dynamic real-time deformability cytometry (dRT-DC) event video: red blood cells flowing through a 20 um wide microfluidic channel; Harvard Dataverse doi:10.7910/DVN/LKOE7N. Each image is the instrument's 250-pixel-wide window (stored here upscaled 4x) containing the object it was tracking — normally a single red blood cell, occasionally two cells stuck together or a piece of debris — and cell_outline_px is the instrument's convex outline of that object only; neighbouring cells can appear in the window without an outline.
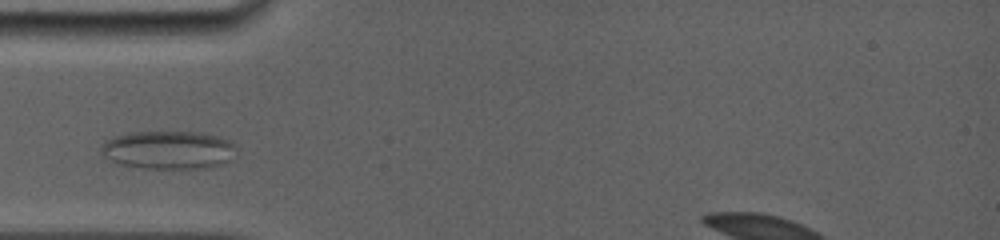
{"species": "common noctule bat (a hibernating species)", "species_latin": "Nyctalus noctula", "temperature_condition": "room temperature", "stored_images_in_passage": 31, "camera_frame_rate_fps": 5000, "um_per_image_px": 0.085, "animal": {"sex": "female", "body_mass_g": 19.0, "forearm_length_mm": 56.7}, "frame": {"image": 1, "passage_image": 6, "time_ms": 2.2, "image_size_px": [1000, 240], "cell_outline_px": [[236, 144], [232, 160], [224, 164], [208, 168], [144, 168], [120, 164], [104, 156], [100, 152], [100, 144], [116, 136], [128, 132], [204, 132], [220, 136]], "centroid_in_image_um": [14.36, 12.74], "position_along_channel_um": 70.6, "area_um2": 30.4}}
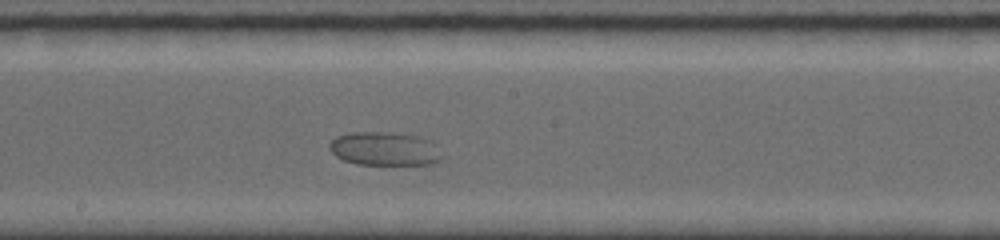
{"frame": {"image": 2, "passage_image": 16, "time_ms": 6.2, "image_size_px": [1000, 240], "cell_outline_px": [[444, 156], [440, 160], [432, 164], [356, 164], [344, 160], [336, 156], [328, 148], [328, 144], [336, 136], [352, 132], [392, 132], [420, 136], [428, 140]], "centroid_in_image_um": [32.66, 12.64], "position_along_channel_um": 215.5, "area_um2": 22.02}}
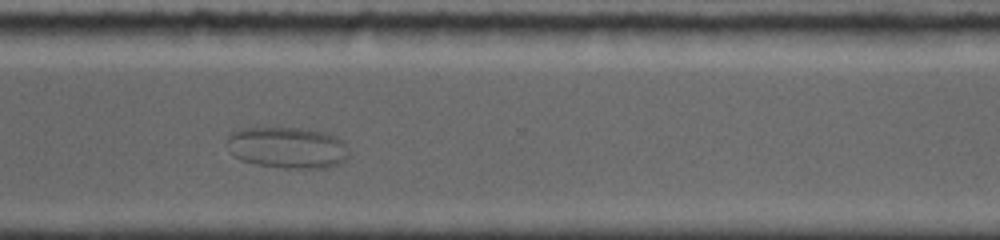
{"frame": {"image": 3, "passage_image": 25, "time_ms": 9.8, "image_size_px": [1000, 240], "cell_outline_px": [[348, 156], [340, 164], [328, 168], [284, 168], [256, 164], [240, 160], [232, 152], [228, 140], [228, 136], [232, 132], [244, 128], [300, 128], [320, 132], [336, 136], [344, 144], [348, 152]], "centroid_in_image_um": [24.45, 12.56], "position_along_channel_um": 346.1, "area_um2": 29.02}}